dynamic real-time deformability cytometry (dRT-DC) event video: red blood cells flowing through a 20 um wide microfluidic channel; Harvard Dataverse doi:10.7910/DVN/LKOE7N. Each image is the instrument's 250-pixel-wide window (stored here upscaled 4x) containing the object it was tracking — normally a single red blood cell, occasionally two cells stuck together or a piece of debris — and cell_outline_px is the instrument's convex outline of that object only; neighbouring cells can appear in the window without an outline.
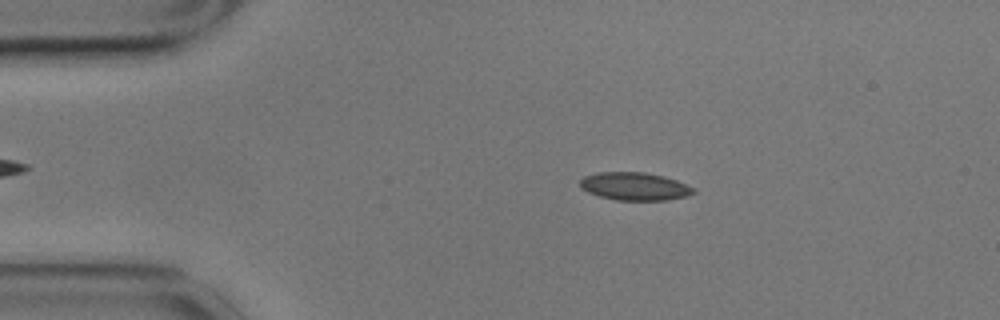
{"species": "common noctule bat (a hibernating species)", "species_latin": "Nyctalus noctula", "temperature_condition": "cold", "stored_images_in_passage": 49, "camera_frame_rate_fps": 3000, "um_per_image_px": 0.085, "animal": {"sex": "male", "body_mass_g": 17.9}, "frame": {"image": 1, "passage_image": 10, "time_ms": 3.0, "image_size_px": [1000, 320], "cell_outline_px": [[696, 192], [688, 196], [668, 200], [616, 200], [600, 196], [588, 192], [580, 188], [580, 180], [584, 176], [596, 172], [644, 172], [664, 176], [676, 180], [696, 188]], "centroid_in_image_um": [53.96, 15.84], "position_along_channel_um": 31.0, "area_um2": 18.61}}
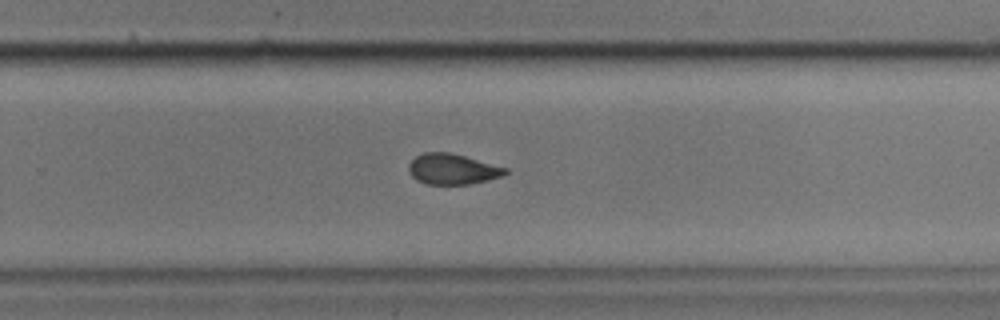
{"frame": {"image": 2, "passage_image": 36, "time_ms": 11.667, "image_size_px": [1000, 320], "cell_outline_px": [[508, 172], [500, 176], [488, 180], [472, 184], [424, 184], [416, 180], [412, 176], [408, 168], [408, 164], [416, 156], [424, 152], [448, 152], [464, 156], [508, 168]], "centroid_in_image_um": [38.44, 14.38], "position_along_channel_um": 291.4, "area_um2": 17.17}}
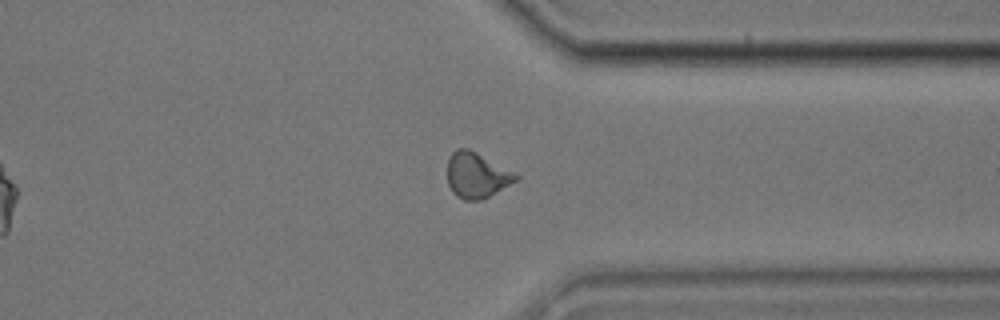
{"frame": {"image": 3, "passage_image": 43, "time_ms": 14.0, "image_size_px": [1000, 320], "cell_outline_px": [[520, 180], [484, 200], [464, 200], [456, 196], [452, 192], [448, 184], [448, 160], [452, 152], [456, 148], [468, 148], [516, 172], [520, 176]], "centroid_in_image_um": [40.57, 14.91], "position_along_channel_um": 370.8, "area_um2": 18.61}, "authors_computed_cell_mechanics": {"area_um2": 18.2648, "velocity_mm_per_s": 3.494, "shape_relaxation_time_tau1_ms": 10.4904, "shape_relaxation_time_tau2_ms": 8.1713, "deformation_change_tau1": 0.1749, "deformation_change_tau2": 0.0843}}